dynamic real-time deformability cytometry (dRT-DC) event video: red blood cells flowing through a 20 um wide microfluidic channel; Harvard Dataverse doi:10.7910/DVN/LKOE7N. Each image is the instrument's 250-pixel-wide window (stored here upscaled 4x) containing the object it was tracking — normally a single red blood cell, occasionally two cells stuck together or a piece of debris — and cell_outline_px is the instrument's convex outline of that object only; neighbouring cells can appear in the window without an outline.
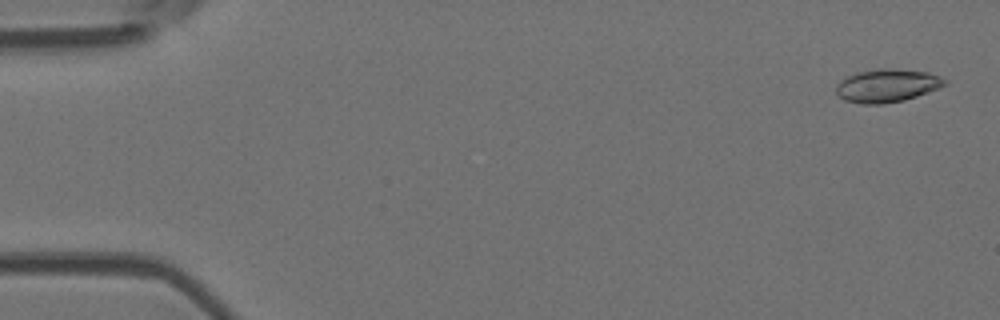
{"species": "Egyptian fruit bat (a non-hibernating species)", "species_latin": "Rousettus aegyptiacus", "temperature_condition": "room temperature", "stored_images_in_passage": 4, "camera_frame_rate_fps": 3000, "um_per_image_px": 0.085, "animal": {"sex": "female"}, "frame": {"image": 1, "passage_image": 1, "time_ms": 0.0, "image_size_px": [1000, 320], "cell_outline_px": [[948, 84], [940, 88], [904, 100], [880, 104], [864, 104], [844, 100], [836, 92], [836, 84], [840, 80], [856, 72], [880, 68], [888, 68], [928, 72], [940, 76], [948, 80]], "centroid_in_image_um": [75.42, 7.27], "position_along_channel_um": 9.6, "area_um2": 21.04}}